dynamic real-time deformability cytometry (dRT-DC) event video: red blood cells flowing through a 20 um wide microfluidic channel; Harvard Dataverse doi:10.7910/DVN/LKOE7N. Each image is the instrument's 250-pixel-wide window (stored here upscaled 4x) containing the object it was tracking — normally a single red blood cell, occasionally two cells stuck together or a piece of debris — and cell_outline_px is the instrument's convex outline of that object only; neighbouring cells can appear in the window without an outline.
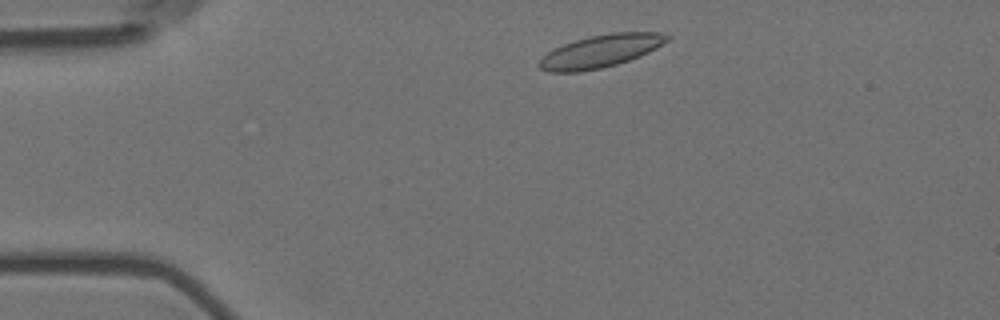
{"species": "Egyptian fruit bat (a non-hibernating species)", "species_latin": "Rousettus aegyptiacus", "temperature_condition": "room temperature", "stored_images_in_passage": 4, "camera_frame_rate_fps": 3000, "um_per_image_px": 0.085, "animal": {"sex": "female"}, "frame": {"image": 1, "passage_image": 2, "time_ms": 0.333, "image_size_px": [1000, 320], "cell_outline_px": [[672, 36], [668, 40], [656, 48], [640, 56], [616, 64], [600, 68], [580, 72], [548, 72], [540, 68], [536, 64], [548, 52], [564, 44], [576, 40], [592, 36], [612, 32], [660, 32]], "centroid_in_image_um": [51.06, 4.35], "position_along_channel_um": 33.9, "area_um2": 24.1}}
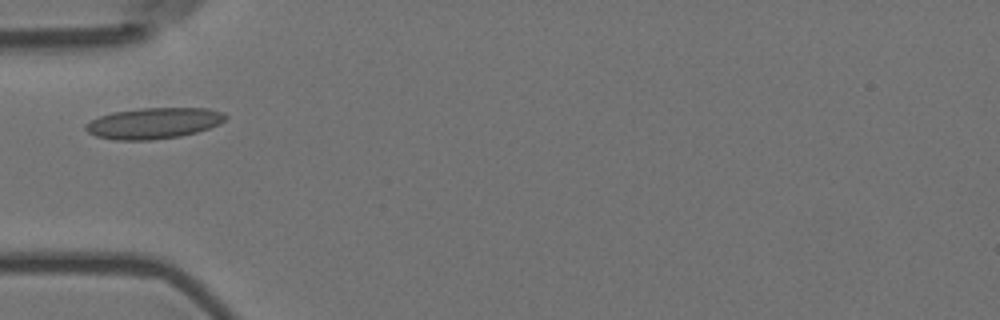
{"frame": {"image": 2, "passage_image": 4, "time_ms": 1.0, "image_size_px": [1000, 320], "cell_outline_px": [[228, 116], [220, 124], [196, 132], [180, 136], [152, 140], [116, 140], [96, 136], [88, 132], [84, 128], [84, 124], [100, 116], [112, 112], [140, 108], [208, 108], [224, 112]], "centroid_in_image_um": [13.07, 10.47], "position_along_channel_um": 71.9, "area_um2": 25.32}}